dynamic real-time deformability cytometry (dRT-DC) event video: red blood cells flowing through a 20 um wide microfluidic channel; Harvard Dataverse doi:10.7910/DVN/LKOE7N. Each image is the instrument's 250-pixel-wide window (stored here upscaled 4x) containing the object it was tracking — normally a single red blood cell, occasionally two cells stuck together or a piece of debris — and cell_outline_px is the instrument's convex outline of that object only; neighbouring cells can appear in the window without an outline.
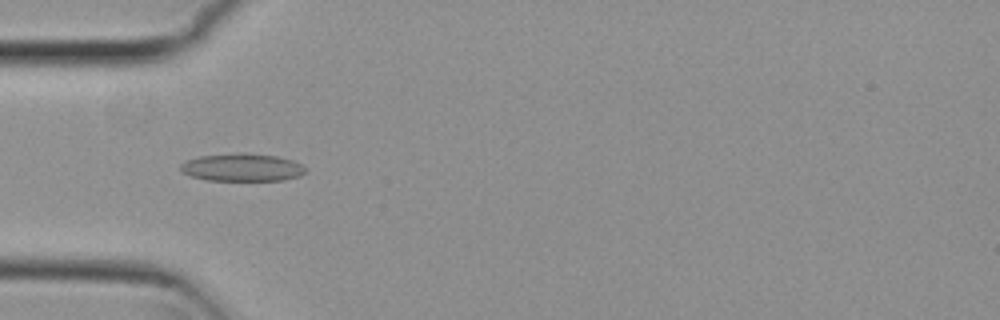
{"species": "common noctule bat (a hibernating species)", "species_latin": "Nyctalus noctula", "temperature_condition": "cold", "stored_images_in_passage": 53, "camera_frame_rate_fps": 3000, "um_per_image_px": 0.085, "animal": {"sex": "female", "body_mass_g": 29.2, "forearm_length_mm": 56.3}, "frame": {"image": 1, "passage_image": 16, "time_ms": 5.0, "image_size_px": [1000, 320], "cell_outline_px": [[304, 172], [300, 176], [284, 180], [208, 180], [192, 176], [184, 172], [180, 168], [180, 164], [188, 160], [200, 156], [240, 152], [244, 152], [276, 156], [292, 160], [300, 164], [304, 168]], "centroid_in_image_um": [20.58, 14.22], "position_along_channel_um": 64.4, "area_um2": 20.0}}
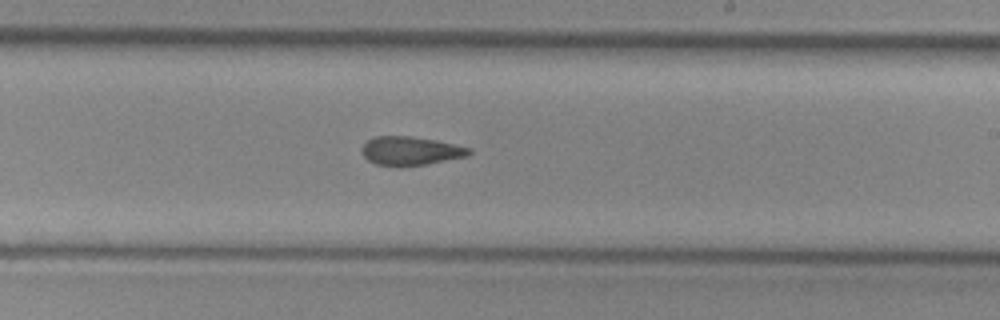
{"frame": {"image": 2, "passage_image": 31, "time_ms": 10.0, "image_size_px": [1000, 320], "cell_outline_px": [[472, 152], [468, 156], [428, 164], [400, 168], [396, 168], [376, 164], [368, 160], [360, 152], [360, 148], [368, 140], [376, 136], [412, 136], [436, 140], [472, 148]], "centroid_in_image_um": [34.88, 12.85], "position_along_channel_um": 254.1, "area_um2": 18.44}}
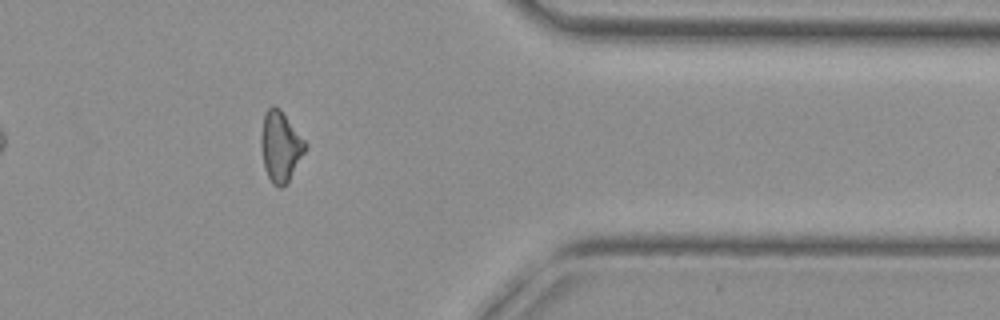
{"frame": {"image": 3, "passage_image": 43, "time_ms": 14.0, "image_size_px": [1000, 320], "cell_outline_px": [[308, 144], [288, 184], [280, 188], [272, 184], [264, 168], [260, 144], [260, 136], [264, 112], [272, 104], [280, 108]], "centroid_in_image_um": [23.82, 12.44], "position_along_channel_um": 387.6, "area_um2": 18.44}, "authors_computed_cell_mechanics": {"area_um2": 18.5538, "velocity_mm_per_s": 3.8121, "shape_relaxation_time_tau1_ms": null, "shape_relaxation_time_tau2_ms": 4.174, "deformation_change_tau1": null, "deformation_change_tau2": 0.1163}}